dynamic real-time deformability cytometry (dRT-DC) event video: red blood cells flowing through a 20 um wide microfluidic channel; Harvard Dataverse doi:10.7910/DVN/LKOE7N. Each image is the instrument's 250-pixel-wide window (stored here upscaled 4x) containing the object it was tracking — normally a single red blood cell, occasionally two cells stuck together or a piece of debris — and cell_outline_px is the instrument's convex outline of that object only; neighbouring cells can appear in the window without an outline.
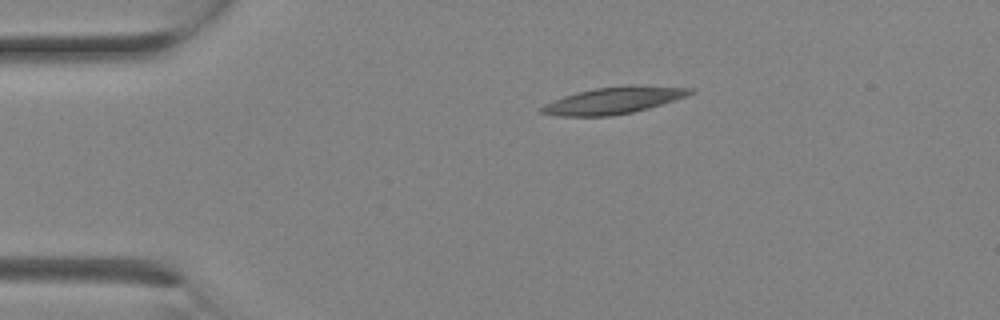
{"species": "Egyptian fruit bat (a non-hibernating species)", "species_latin": "Rousettus aegyptiacus", "temperature_condition": "room temperature", "stored_images_in_passage": 1, "camera_frame_rate_fps": 3000, "um_per_image_px": 0.085, "animal": {"sex": "female"}, "frame": {"image": 1, "passage_image": 1, "time_ms": 0.0, "image_size_px": [1000, 320], "cell_outline_px": [[696, 92], [688, 96], [648, 108], [632, 112], [612, 116], [560, 116], [540, 112], [540, 108], [544, 104], [564, 96], [576, 92], [596, 88], [628, 84], [632, 84], [692, 88]], "centroid_in_image_um": [52.2, 8.52], "position_along_channel_um": 32.8, "area_um2": 23.29}}